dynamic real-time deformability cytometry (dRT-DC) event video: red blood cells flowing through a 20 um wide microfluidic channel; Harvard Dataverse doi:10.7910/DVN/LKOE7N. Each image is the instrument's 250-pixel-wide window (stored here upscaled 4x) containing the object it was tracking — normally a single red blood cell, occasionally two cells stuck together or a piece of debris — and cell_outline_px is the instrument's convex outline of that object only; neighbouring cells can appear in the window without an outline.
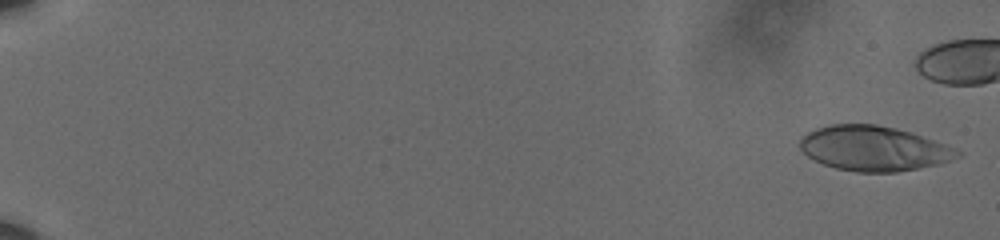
{"species": "human", "species_latin": "Homo sapiens", "temperature_condition": "cold", "stored_images_in_passage": 54, "camera_frame_rate_fps": 3000, "um_per_image_px": 0.085, "donor": {"sex": "male"}, "frame": {"image": 1, "passage_image": 2, "time_ms": 0.333, "image_size_px": [1000, 240], "cell_outline_px": [[960, 156], [936, 164], [896, 172], [856, 172], [836, 168], [824, 164], [808, 156], [800, 148], [800, 136], [816, 128], [828, 124], [876, 124], [912, 132], [956, 148], [960, 152]], "centroid_in_image_um": [74.23, 12.6], "position_along_channel_um": 10.8, "area_um2": 40.92}}
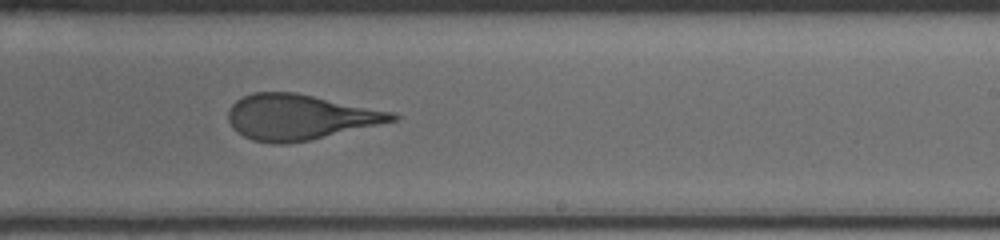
{"frame": {"image": 2, "passage_image": 40, "time_ms": 13.0, "image_size_px": [1000, 240], "cell_outline_px": [[400, 116], [396, 120], [308, 140], [288, 144], [272, 144], [252, 140], [236, 132], [232, 128], [228, 120], [228, 108], [236, 100], [252, 92], [296, 92], [396, 112]], "centroid_in_image_um": [25.43, 9.94], "position_along_channel_um": 263.6, "area_um2": 43.47}}
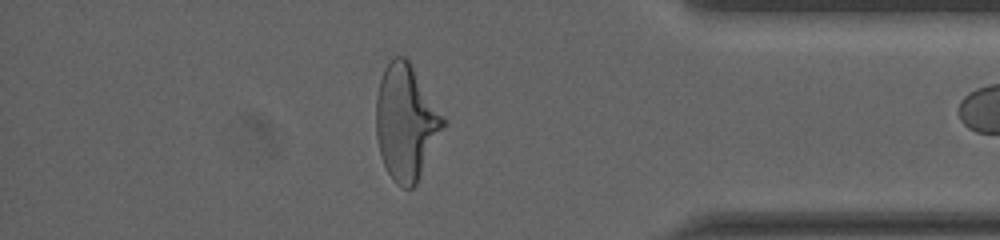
{"frame": {"image": 3, "passage_image": 53, "time_ms": 17.333, "image_size_px": [1000, 240], "cell_outline_px": [[448, 124], [416, 184], [412, 188], [404, 188], [396, 184], [392, 180], [380, 156], [376, 136], [376, 96], [380, 80], [384, 68], [392, 56], [404, 56], [408, 60], [448, 120]], "centroid_in_image_um": [34.54, 10.4], "position_along_channel_um": 400.7, "area_um2": 45.84}}